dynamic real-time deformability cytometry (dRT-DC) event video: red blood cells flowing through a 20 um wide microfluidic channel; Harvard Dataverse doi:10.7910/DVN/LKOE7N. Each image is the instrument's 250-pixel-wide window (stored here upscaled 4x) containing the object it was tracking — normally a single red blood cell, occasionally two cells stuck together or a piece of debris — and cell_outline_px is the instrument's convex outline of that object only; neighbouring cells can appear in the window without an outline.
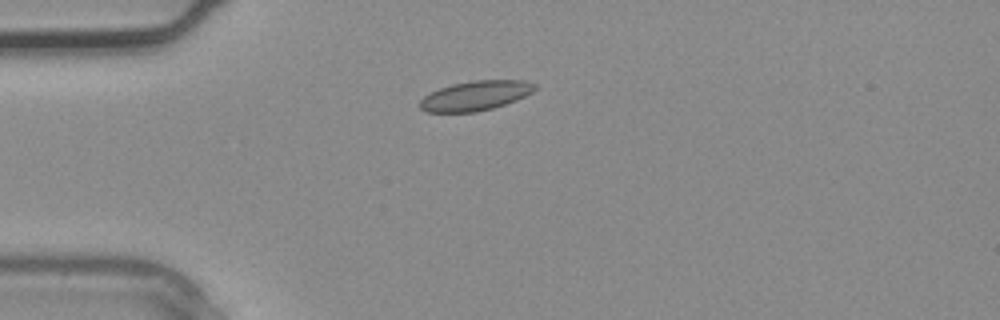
{"species": "common noctule bat (a hibernating species)", "species_latin": "Nyctalus noctula", "temperature_condition": "warm", "stored_images_in_passage": 3, "camera_frame_rate_fps": 3000, "um_per_image_px": 0.085, "animal": {"sex": "male", "body_mass_g": 20.4}, "frame": {"image": 1, "passage_image": 3, "time_ms": 0.667, "image_size_px": [1000, 320], "cell_outline_px": [[536, 88], [532, 92], [516, 100], [492, 108], [476, 112], [424, 112], [420, 108], [420, 100], [424, 96], [440, 88], [452, 84], [472, 80], [524, 80], [536, 84]], "centroid_in_image_um": [40.41, 8.13], "position_along_channel_um": 44.6, "area_um2": 19.77}}